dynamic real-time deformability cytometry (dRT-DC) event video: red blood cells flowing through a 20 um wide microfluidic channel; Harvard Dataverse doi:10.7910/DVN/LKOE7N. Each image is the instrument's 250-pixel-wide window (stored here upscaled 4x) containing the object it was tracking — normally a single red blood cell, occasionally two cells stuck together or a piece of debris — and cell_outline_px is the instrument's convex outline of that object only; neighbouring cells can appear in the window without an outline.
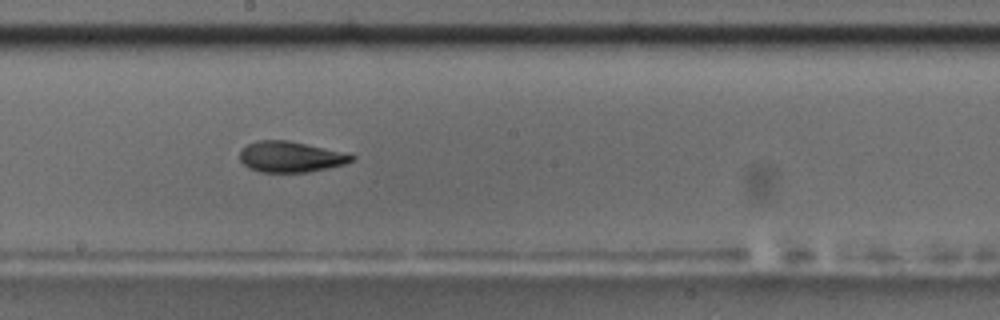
{"species": "common noctule bat (a hibernating species)", "species_latin": "Nyctalus noctula", "temperature_condition": "room temperature", "stored_images_in_passage": 35, "camera_frame_rate_fps": 3000, "um_per_image_px": 0.085, "animal": {"sex": "male", "body_mass_g": 17.5, "forearm_length_mm": 52.3}, "frame": {"image": 1, "passage_image": 20, "time_ms": 6.333, "image_size_px": [1000, 320], "cell_outline_px": [[356, 156], [352, 160], [344, 164], [328, 168], [308, 172], [260, 172], [248, 168], [240, 160], [240, 152], [248, 144], [256, 140], [288, 140], [324, 148]], "centroid_in_image_um": [24.65, 13.33], "position_along_channel_um": 223.5, "area_um2": 19.83}}